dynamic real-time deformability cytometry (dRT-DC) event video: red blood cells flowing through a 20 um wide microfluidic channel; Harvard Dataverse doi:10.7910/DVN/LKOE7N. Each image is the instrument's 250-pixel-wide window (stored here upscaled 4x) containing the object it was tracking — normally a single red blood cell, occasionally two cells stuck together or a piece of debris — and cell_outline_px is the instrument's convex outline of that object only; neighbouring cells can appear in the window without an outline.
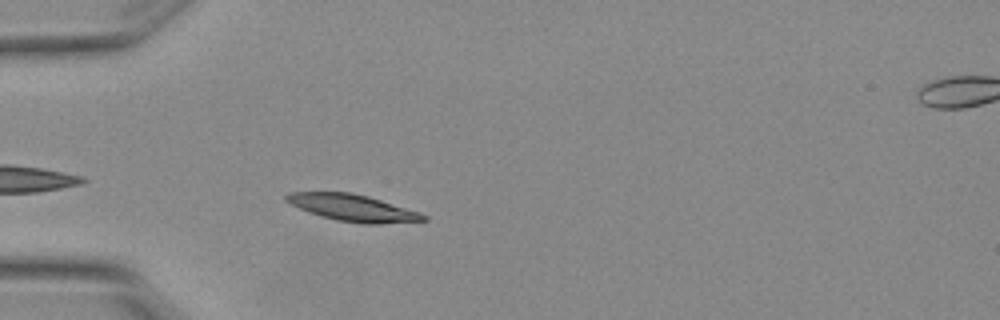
{"species": "Egyptian fruit bat (a non-hibernating species)", "species_latin": "Rousettus aegyptiacus", "temperature_condition": "warm", "stored_images_in_passage": 4, "camera_frame_rate_fps": 3000, "um_per_image_px": 0.085, "animal": {"sex": "female"}, "frame": {"image": 1, "passage_image": 3, "time_ms": 0.667, "image_size_px": [1000, 320], "cell_outline_px": [[428, 220], [380, 224], [360, 224], [336, 220], [320, 216], [308, 212], [284, 200], [284, 196], [288, 192], [348, 192], [368, 196], [420, 212], [428, 216]], "centroid_in_image_um": [29.99, 17.67], "position_along_channel_um": 55.0, "area_um2": 21.44}}